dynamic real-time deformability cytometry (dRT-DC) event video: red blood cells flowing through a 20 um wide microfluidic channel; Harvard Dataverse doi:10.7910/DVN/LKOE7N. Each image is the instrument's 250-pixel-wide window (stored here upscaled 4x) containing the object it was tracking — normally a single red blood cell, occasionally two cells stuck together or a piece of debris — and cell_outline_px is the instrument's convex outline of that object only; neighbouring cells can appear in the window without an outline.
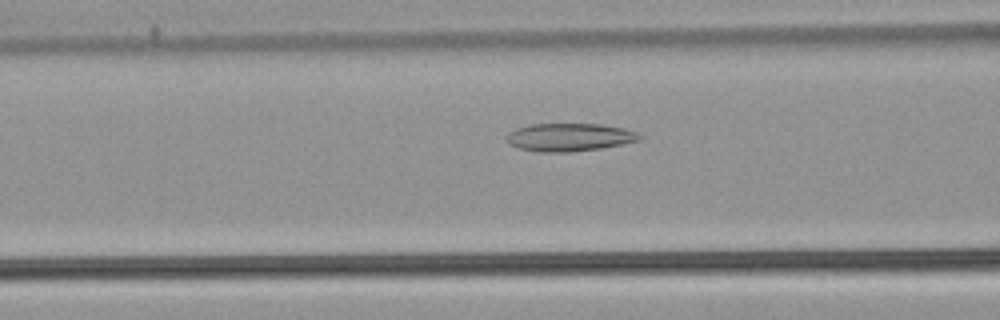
{"species": "common noctule bat (a hibernating species)", "species_latin": "Nyctalus noctula", "temperature_condition": "warm", "stored_images_in_passage": 35, "camera_frame_rate_fps": 3000, "um_per_image_px": 0.085, "animal": {"sex": "male", "body_mass_g": 21.5, "forearm_length_mm": 52.0}, "frame": {"image": 1, "passage_image": 11, "time_ms": 3.333, "image_size_px": [1000, 320], "cell_outline_px": [[640, 140], [600, 148], [568, 152], [540, 152], [520, 148], [508, 144], [504, 136], [508, 132], [516, 128], [532, 124], [600, 124], [624, 128], [636, 132], [640, 136]], "centroid_in_image_um": [48.33, 11.66], "position_along_channel_um": 118.3, "area_um2": 21.56}}
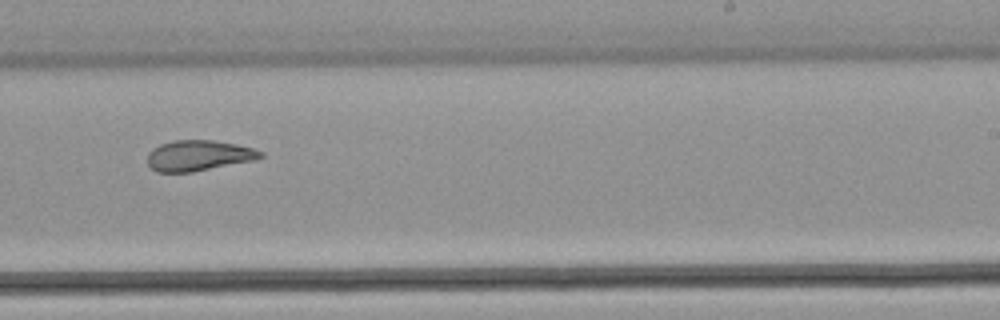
{"frame": {"image": 2, "passage_image": 23, "time_ms": 7.333, "image_size_px": [1000, 320], "cell_outline_px": [[264, 156], [256, 160], [192, 172], [156, 172], [148, 164], [148, 152], [152, 148], [160, 144], [172, 140], [212, 140], [236, 144], [252, 148], [264, 152]], "centroid_in_image_um": [16.88, 13.22], "position_along_channel_um": 272.1, "area_um2": 20.29}}
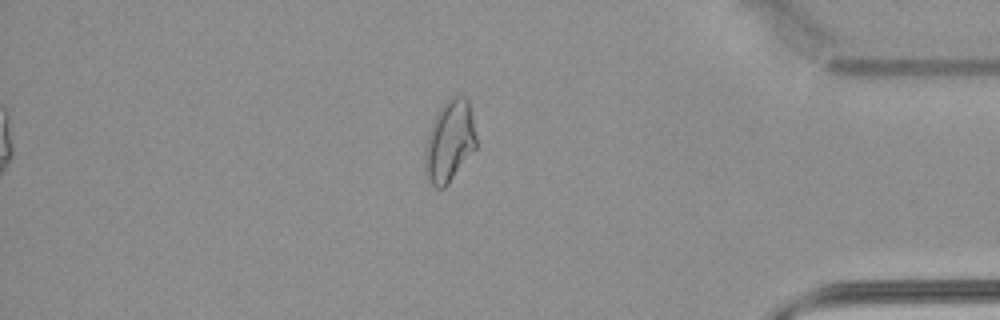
{"frame": {"image": 3, "passage_image": 35, "time_ms": 11.333, "image_size_px": [1000, 320], "cell_outline_px": [[476, 148], [448, 184], [444, 188], [436, 188], [428, 180], [424, 172], [424, 156], [428, 132], [440, 108], [452, 96], [464, 96], [468, 100], [472, 116], [476, 136]], "centroid_in_image_um": [38.2, 12.04], "position_along_channel_um": 397.0, "area_um2": 24.22}, "authors_computed_cell_mechanics": {"area_um2": 21.1548, "velocity_mm_per_s": 3.8558, "shape_relaxation_time_tau1_ms": null, "shape_relaxation_time_tau2_ms": 2.2295, "deformation_change_tau1": null, "deformation_change_tau2": 0.0838}}